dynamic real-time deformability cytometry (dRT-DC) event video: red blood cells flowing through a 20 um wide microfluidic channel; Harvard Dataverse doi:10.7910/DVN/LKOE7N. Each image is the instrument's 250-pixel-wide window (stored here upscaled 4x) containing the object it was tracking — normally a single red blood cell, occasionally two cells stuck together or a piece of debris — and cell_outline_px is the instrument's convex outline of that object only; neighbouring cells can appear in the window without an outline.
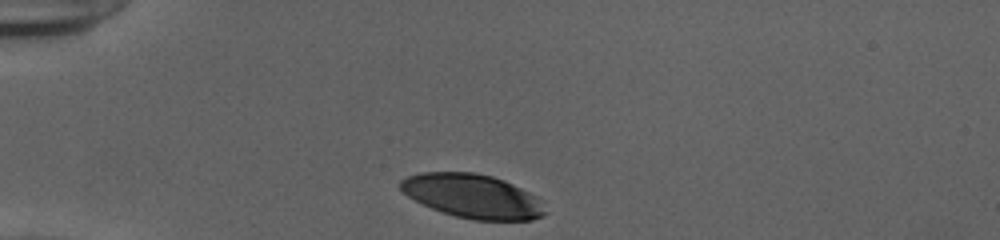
{"species": "human", "species_latin": "Homo sapiens", "temperature_condition": "cold", "stored_images_in_passage": 31, "camera_frame_rate_fps": 3000, "um_per_image_px": 0.085, "donor": {"sex": "female"}, "frame": {"image": 1, "passage_image": 1, "time_ms": 0.0, "image_size_px": [1000, 240], "cell_outline_px": [[548, 212], [544, 216], [532, 220], [472, 220], [456, 216], [432, 208], [408, 196], [400, 188], [400, 180], [408, 176], [420, 172], [472, 172], [492, 176], [504, 180], [536, 196]], "centroid_in_image_um": [40.19, 16.67], "position_along_channel_um": 44.8, "area_um2": 36.82}}
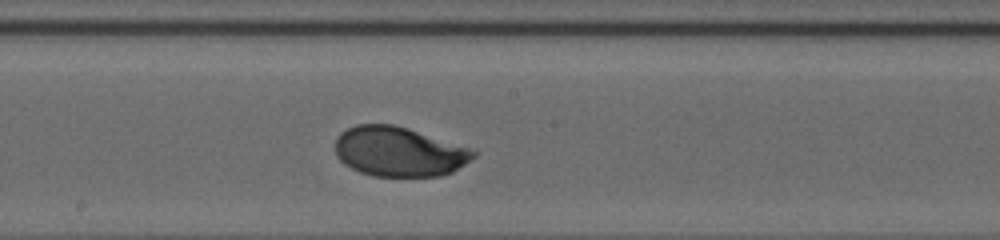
{"frame": {"image": 2, "passage_image": 17, "time_ms": 5.333, "image_size_px": [1000, 240], "cell_outline_px": [[476, 156], [452, 172], [440, 176], [372, 176], [360, 172], [344, 164], [336, 156], [336, 136], [340, 132], [356, 124], [392, 124], [408, 128], [468, 148], [476, 152]], "centroid_in_image_um": [33.86, 12.89], "position_along_channel_um": 214.3, "area_um2": 39.77}}
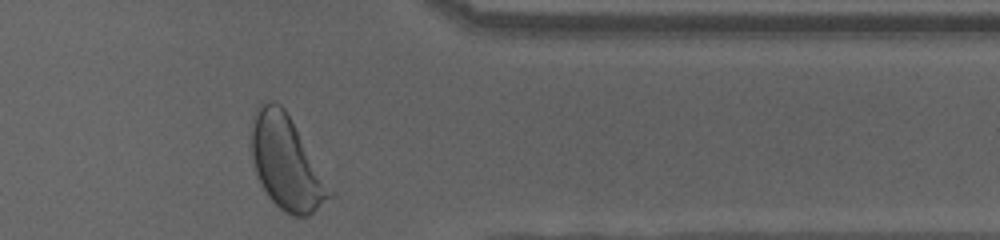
{"frame": {"image": 3, "passage_image": 31, "time_ms": 10.0, "image_size_px": [1000, 240], "cell_outline_px": [[336, 196], [308, 216], [292, 216], [284, 212], [268, 196], [260, 184], [256, 176], [252, 156], [252, 128], [256, 112], [260, 104], [268, 100], [272, 100], [280, 104], [284, 108]], "centroid_in_image_um": [24.36, 13.89], "position_along_channel_um": 387.0, "area_um2": 42.14}, "authors_computed_cell_mechanics": {"area_um2": 39.7664, "velocity_mm_per_s": 3.869, "shape_relaxation_time_tau1_ms": 2.2879, "shape_relaxation_time_tau2_ms": null, "deformation_change_tau1": 0.1498, "deformation_change_tau2": null}}